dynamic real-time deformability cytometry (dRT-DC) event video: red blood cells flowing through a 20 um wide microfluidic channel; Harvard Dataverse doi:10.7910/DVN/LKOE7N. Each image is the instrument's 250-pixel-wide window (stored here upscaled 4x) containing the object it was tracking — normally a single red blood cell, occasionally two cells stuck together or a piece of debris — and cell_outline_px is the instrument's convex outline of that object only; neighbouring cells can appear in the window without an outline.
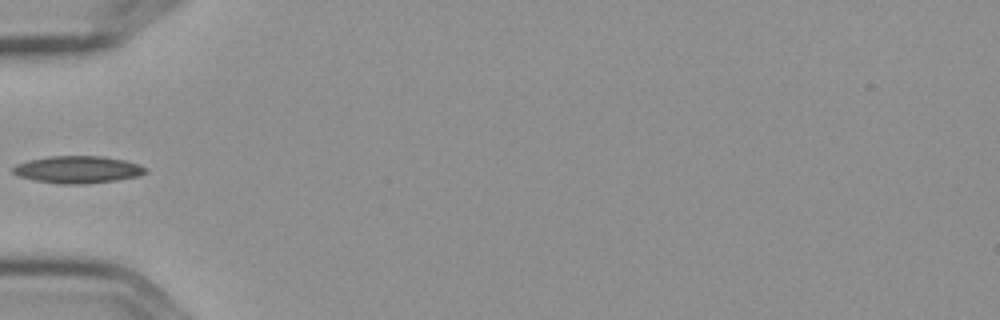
{"species": "Egyptian fruit bat (a non-hibernating species)", "species_latin": "Rousettus aegyptiacus", "temperature_condition": "cold", "stored_images_in_passage": 4, "camera_frame_rate_fps": 3000, "um_per_image_px": 0.085, "frame": {"image": 1, "passage_image": 4, "time_ms": 1.0, "image_size_px": [1000, 320], "cell_outline_px": [[148, 172], [140, 176], [116, 180], [84, 184], [60, 184], [36, 180], [20, 176], [12, 172], [12, 168], [16, 164], [28, 160], [52, 156], [104, 156], [124, 160], [140, 164]], "centroid_in_image_um": [6.63, 14.41], "position_along_channel_um": 78.4, "area_um2": 20.98}}